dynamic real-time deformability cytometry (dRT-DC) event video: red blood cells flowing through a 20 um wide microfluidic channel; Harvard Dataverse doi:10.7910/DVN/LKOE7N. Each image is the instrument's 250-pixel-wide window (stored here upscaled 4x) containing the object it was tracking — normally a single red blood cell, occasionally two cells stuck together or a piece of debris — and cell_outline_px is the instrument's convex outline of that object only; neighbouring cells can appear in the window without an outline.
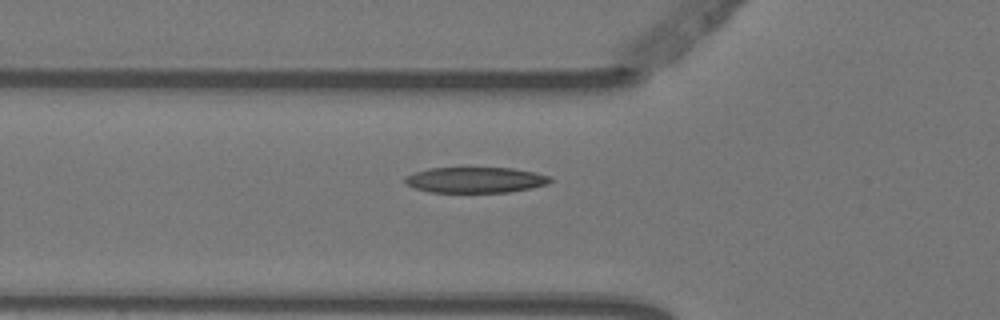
{"species": "Egyptian fruit bat (a non-hibernating species)", "species_latin": "Rousettus aegyptiacus", "temperature_condition": "warm", "stored_images_in_passage": 6, "camera_frame_rate_fps": 3000, "um_per_image_px": 0.085, "animal": {"sex": "female"}, "frame": {"image": 1, "passage_image": 6, "time_ms": 1.667, "image_size_px": [1000, 320], "cell_outline_px": [[552, 180], [548, 184], [532, 188], [508, 192], [428, 192], [416, 188], [408, 184], [404, 180], [404, 176], [428, 168], [512, 168], [536, 172], [548, 176]], "centroid_in_image_um": [40.42, 15.29], "position_along_channel_um": 85.4, "area_um2": 21.68}}